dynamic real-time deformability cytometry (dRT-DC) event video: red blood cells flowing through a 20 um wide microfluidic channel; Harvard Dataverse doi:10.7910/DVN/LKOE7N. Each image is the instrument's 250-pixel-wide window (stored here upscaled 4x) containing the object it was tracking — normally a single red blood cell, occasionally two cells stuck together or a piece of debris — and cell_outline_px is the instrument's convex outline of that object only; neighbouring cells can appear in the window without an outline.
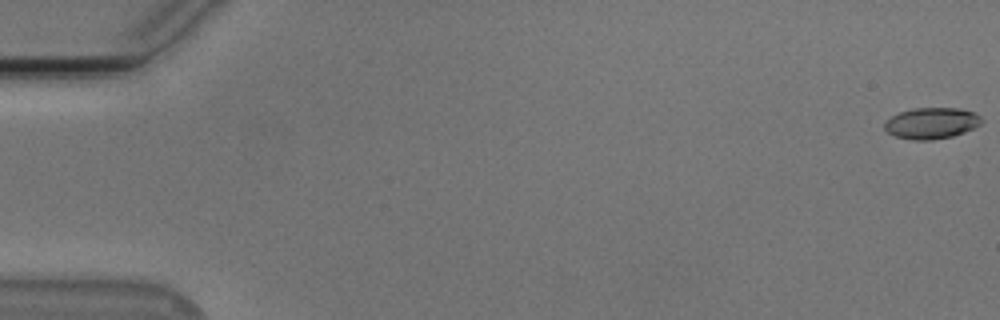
{"species": "Egyptian fruit bat (a non-hibernating species)", "species_latin": "Rousettus aegyptiacus", "temperature_condition": "cold", "stored_images_in_passage": 55, "camera_frame_rate_fps": 3000, "um_per_image_px": 0.085, "animal": {"sex": "male"}, "frame": {"image": 1, "passage_image": 1, "time_ms": 0.0, "image_size_px": [1000, 320], "cell_outline_px": [[984, 120], [980, 124], [964, 132], [952, 136], [932, 140], [912, 140], [896, 136], [888, 132], [884, 128], [884, 124], [892, 116], [900, 112], [912, 108], [960, 108], [976, 112]], "centroid_in_image_um": [79.21, 10.46], "position_along_channel_um": 5.8, "area_um2": 17.63}}
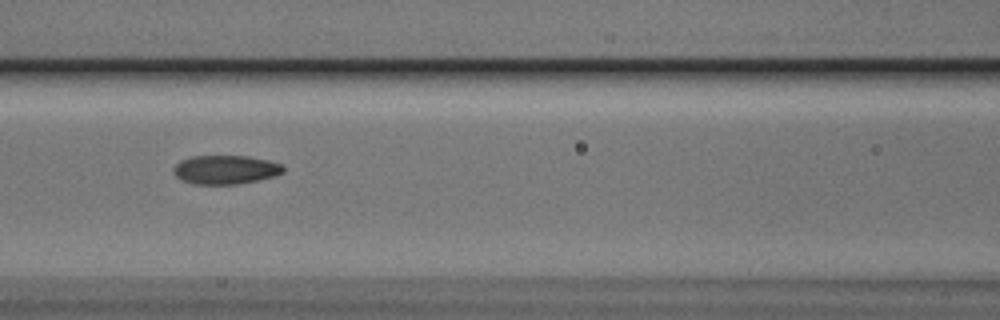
{"frame": {"image": 2, "passage_image": 25, "time_ms": 8.0, "image_size_px": [1000, 320], "cell_outline_px": [[284, 172], [272, 176], [256, 180], [236, 184], [196, 184], [184, 180], [176, 176], [172, 168], [180, 160], [192, 156], [248, 156], [268, 160], [280, 164], [284, 168]], "centroid_in_image_um": [19.14, 14.41], "position_along_channel_um": 147.5, "area_um2": 18.21}}
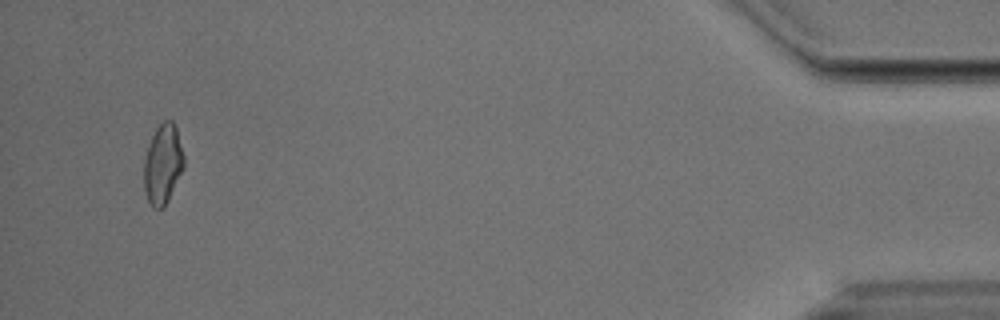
{"frame": {"image": 3, "passage_image": 53, "time_ms": 17.333, "image_size_px": [1000, 320], "cell_outline_px": [[184, 168], [164, 208], [152, 208], [144, 192], [144, 160], [152, 136], [156, 128], [164, 120], [172, 120], [176, 128], [184, 156]], "centroid_in_image_um": [13.84, 13.98], "position_along_channel_um": 421.4, "area_um2": 18.5}, "authors_computed_cell_mechanics": {"area_um2": 18.207, "velocity_mm_per_s": 3.7803, "shape_relaxation_time_tau1_ms": 7.6599, "shape_relaxation_time_tau2_ms": 2.6192, "deformation_change_tau1": 0.1694, "deformation_change_tau2": 0.0845}}